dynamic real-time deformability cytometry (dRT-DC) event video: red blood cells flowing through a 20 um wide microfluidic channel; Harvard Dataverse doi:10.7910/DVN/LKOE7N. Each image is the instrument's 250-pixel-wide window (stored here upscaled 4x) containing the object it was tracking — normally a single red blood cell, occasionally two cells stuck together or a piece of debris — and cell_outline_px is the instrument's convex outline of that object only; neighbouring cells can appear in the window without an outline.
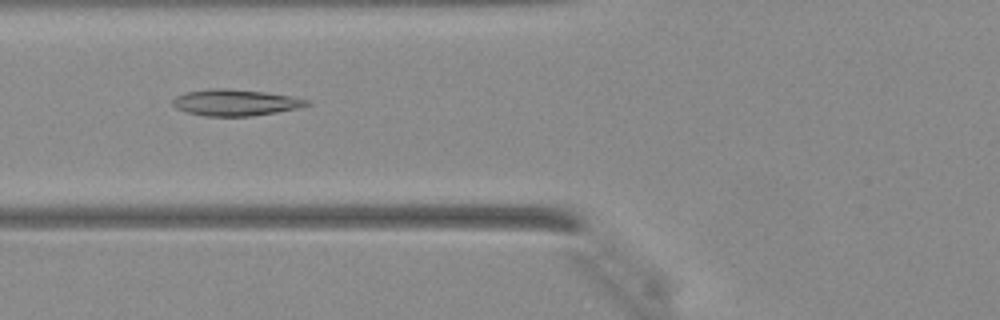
{"species": "Egyptian fruit bat (a non-hibernating species)", "species_latin": "Rousettus aegyptiacus", "temperature_condition": "warm", "stored_images_in_passage": 44, "camera_frame_rate_fps": 3000, "um_per_image_px": 0.085, "animal": {"sex": "female"}, "frame": {"image": 1, "passage_image": 18, "time_ms": 5.667, "image_size_px": [1000, 320], "cell_outline_px": [[312, 100], [308, 104], [296, 108], [276, 112], [252, 116], [204, 116], [188, 112], [176, 108], [172, 104], [172, 100], [176, 96], [188, 92], [212, 88], [224, 88], [264, 92], [296, 96]], "centroid_in_image_um": [20.03, 8.71], "position_along_channel_um": 105.8, "area_um2": 20.52}}
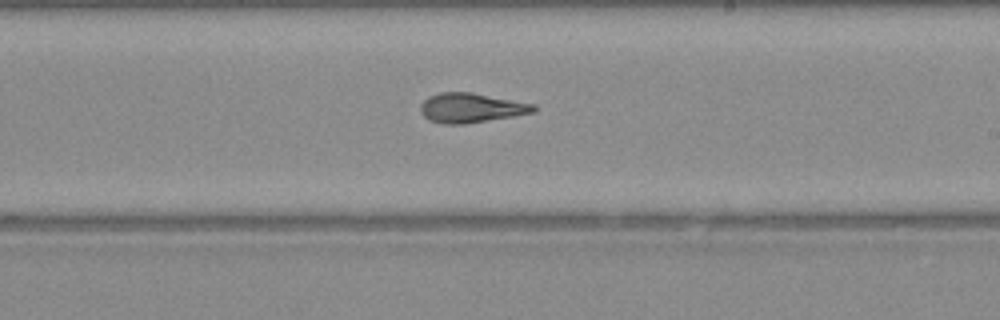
{"frame": {"image": 2, "passage_image": 27, "time_ms": 8.667, "image_size_px": [1000, 320], "cell_outline_px": [[540, 108], [536, 112], [464, 124], [444, 124], [428, 120], [424, 116], [420, 108], [420, 104], [428, 96], [440, 92], [472, 92], [536, 104]], "centroid_in_image_um": [40.07, 9.16], "position_along_channel_um": 248.9, "area_um2": 19.65}}
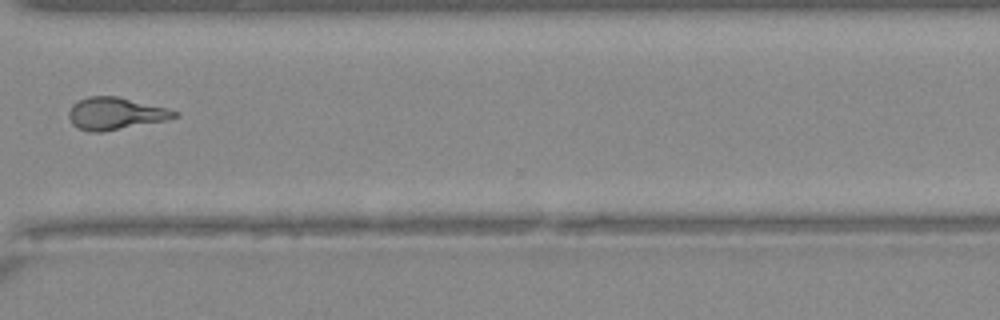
{"frame": {"image": 3, "passage_image": 34, "time_ms": 11.0, "image_size_px": [1000, 320], "cell_outline_px": [[180, 116], [168, 120], [100, 132], [92, 132], [80, 128], [72, 124], [68, 116], [68, 112], [72, 104], [88, 96], [116, 96], [180, 112]], "centroid_in_image_um": [9.81, 9.65], "position_along_channel_um": 360.8, "area_um2": 19.59}}